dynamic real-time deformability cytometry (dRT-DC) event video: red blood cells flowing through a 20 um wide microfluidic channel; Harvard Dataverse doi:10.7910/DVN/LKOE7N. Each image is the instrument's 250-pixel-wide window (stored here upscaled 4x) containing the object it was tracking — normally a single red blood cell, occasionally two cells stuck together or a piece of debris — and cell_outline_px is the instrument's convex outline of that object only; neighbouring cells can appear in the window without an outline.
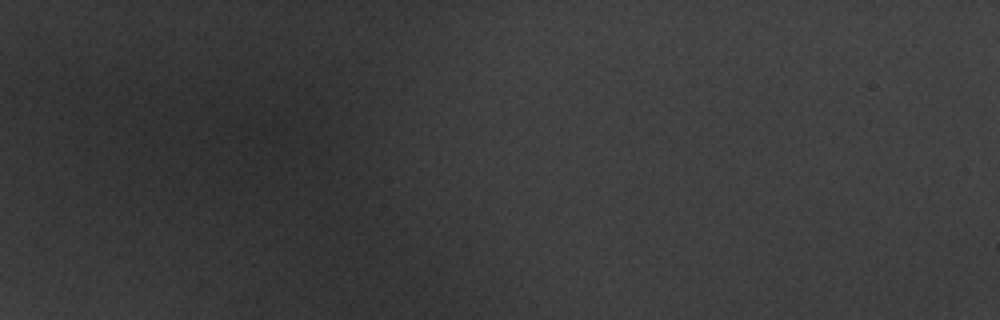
{"species": "common noctule bat (a hibernating species)", "species_latin": "Nyctalus noctula", "temperature_condition": "warm", "stored_images_in_passage": 3, "camera_frame_rate_fps": 3000, "um_per_image_px": 0.085, "animal": {"sex": "male", "body_mass_g": 20.1, "forearm_length_mm": 53.5}, "frame": {"image": 1, "passage_image": 1, "time_ms": 0.0, "image_size_px": [1000, 320], "cell_outline_px": [[332, 160], [328, 172], [292, 172], [264, 140], [264, 136], [272, 120], [292, 120], [324, 136]], "centroid_in_image_um": [25.38, 12.47], "position_along_channel_um": 59.6, "area_um2": 18.21}}